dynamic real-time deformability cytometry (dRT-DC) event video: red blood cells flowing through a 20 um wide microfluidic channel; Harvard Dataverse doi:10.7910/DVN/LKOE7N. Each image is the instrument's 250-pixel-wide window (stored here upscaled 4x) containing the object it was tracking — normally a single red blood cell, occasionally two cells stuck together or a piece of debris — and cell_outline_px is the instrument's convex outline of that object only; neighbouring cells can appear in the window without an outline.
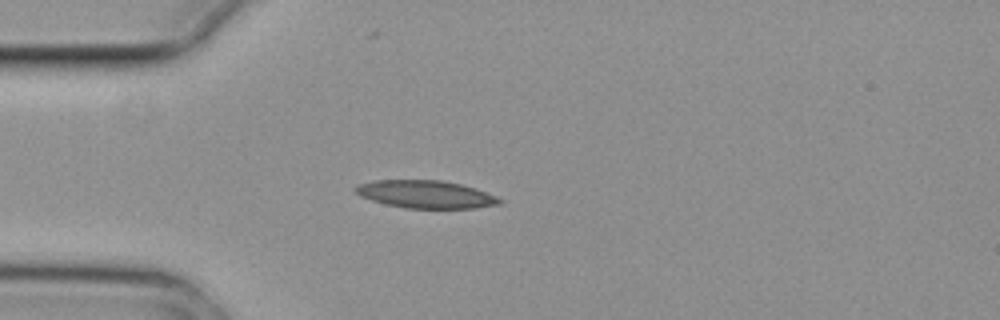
{"species": "common noctule bat (a hibernating species)", "species_latin": "Nyctalus noctula", "temperature_condition": "cold", "stored_images_in_passage": 6, "camera_frame_rate_fps": 3000, "um_per_image_px": 0.085, "animal": {"sex": "female", "body_mass_g": 29.2, "forearm_length_mm": 56.3}, "frame": {"image": 1, "passage_image": 2, "time_ms": 0.333, "image_size_px": [1000, 320], "cell_outline_px": [[504, 200], [500, 204], [476, 208], [404, 208], [384, 204], [360, 196], [352, 188], [356, 184], [376, 180], [440, 180], [460, 184], [476, 188], [496, 196]], "centroid_in_image_um": [36.17, 16.51], "position_along_channel_um": 48.8, "area_um2": 23.41}}
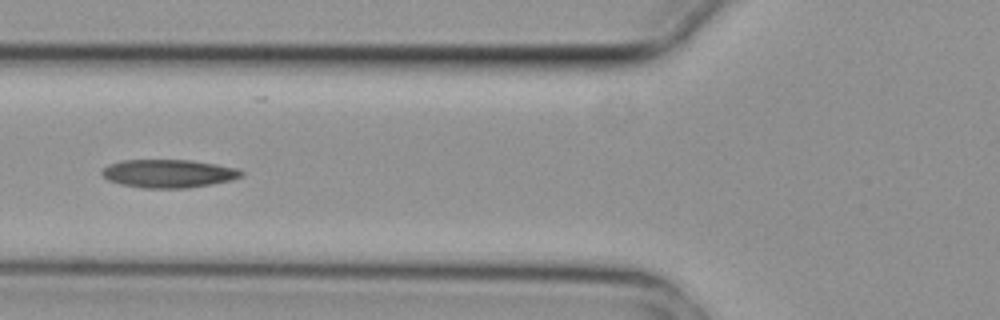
{"frame": {"image": 2, "passage_image": 4, "time_ms": 1.0, "image_size_px": [1000, 320], "cell_outline_px": [[244, 176], [232, 180], [188, 188], [144, 188], [120, 184], [108, 180], [100, 172], [108, 164], [120, 160], [192, 160], [216, 164], [236, 168], [244, 172]], "centroid_in_image_um": [14.33, 14.75], "position_along_channel_um": 111.5, "area_um2": 23.0}}
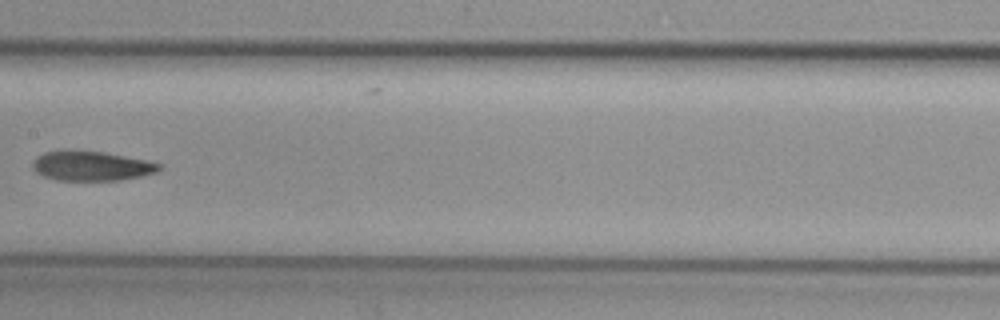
{"frame": {"image": 3, "passage_image": 6, "time_ms": 1.667, "image_size_px": [1000, 320], "cell_outline_px": [[164, 168], [156, 172], [140, 176], [120, 180], [56, 180], [44, 176], [36, 172], [32, 168], [32, 164], [36, 156], [44, 152], [104, 152], [148, 160], [160, 164]], "centroid_in_image_um": [7.81, 14.12], "position_along_channel_um": 199.6, "area_um2": 21.44}}